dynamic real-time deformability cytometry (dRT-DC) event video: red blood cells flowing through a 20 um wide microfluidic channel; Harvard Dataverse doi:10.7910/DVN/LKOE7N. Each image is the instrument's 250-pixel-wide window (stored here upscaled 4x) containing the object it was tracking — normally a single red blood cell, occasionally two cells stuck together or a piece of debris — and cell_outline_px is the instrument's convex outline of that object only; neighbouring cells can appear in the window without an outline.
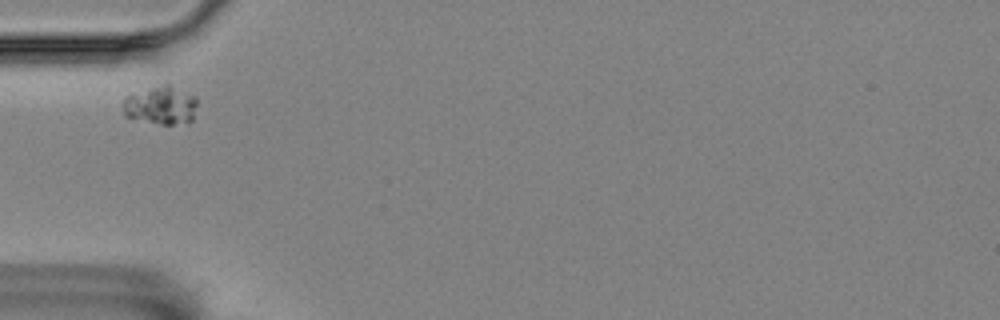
{"species": "Egyptian fruit bat (a non-hibernating species)", "species_latin": "Rousettus aegyptiacus", "temperature_condition": "room temperature", "stored_images_in_passage": 4, "camera_frame_rate_fps": 3000, "um_per_image_px": 0.085, "animal": {"sex": "female"}, "frame": {"image": 1, "passage_image": 1, "time_ms": 0.0, "image_size_px": [1000, 320], "cell_outline_px": [[196, 104], [192, 120], [188, 124], [160, 124], [124, 116], [124, 96], [164, 84], [168, 84], [196, 96]], "centroid_in_image_um": [13.69, 8.96], "position_along_channel_um": 71.3, "area_um2": 16.42}}
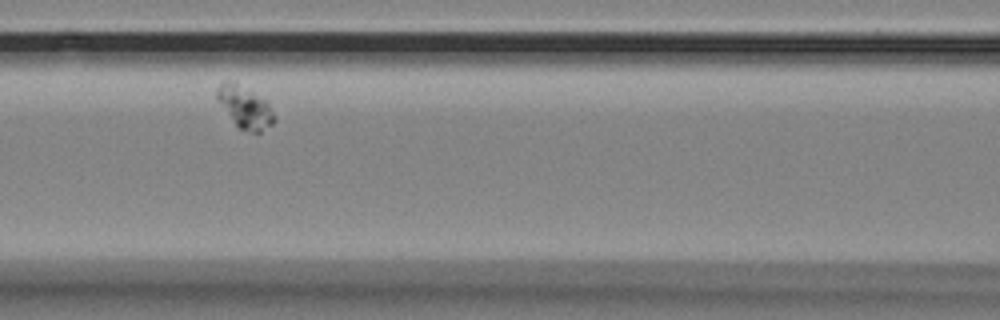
{"frame": {"image": 2, "passage_image": 3, "time_ms": 0.667, "image_size_px": [1000, 320], "cell_outline_px": [[276, 120], [272, 124], [260, 132], [252, 132], [240, 128], [236, 124], [216, 100], [216, 88], [224, 80], [232, 80], [268, 100], [276, 116]], "centroid_in_image_um": [20.83, 9.07], "position_along_channel_um": 145.8, "area_um2": 14.22}}
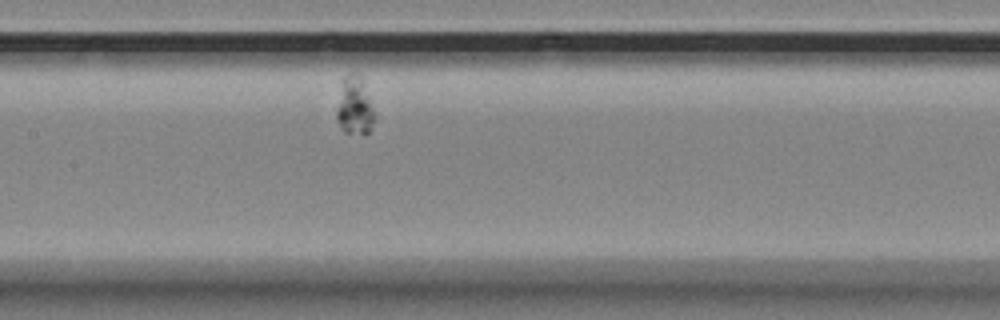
{"frame": {"image": 3, "passage_image": 4, "time_ms": 1.0, "image_size_px": [1000, 320], "cell_outline_px": [[376, 116], [368, 132], [364, 136], [344, 132], [340, 128], [336, 120], [336, 112], [344, 76], [352, 72], [356, 72], [360, 76], [364, 84]], "centroid_in_image_um": [30.14, 9.06], "position_along_channel_um": 177.3, "area_um2": 12.83}}